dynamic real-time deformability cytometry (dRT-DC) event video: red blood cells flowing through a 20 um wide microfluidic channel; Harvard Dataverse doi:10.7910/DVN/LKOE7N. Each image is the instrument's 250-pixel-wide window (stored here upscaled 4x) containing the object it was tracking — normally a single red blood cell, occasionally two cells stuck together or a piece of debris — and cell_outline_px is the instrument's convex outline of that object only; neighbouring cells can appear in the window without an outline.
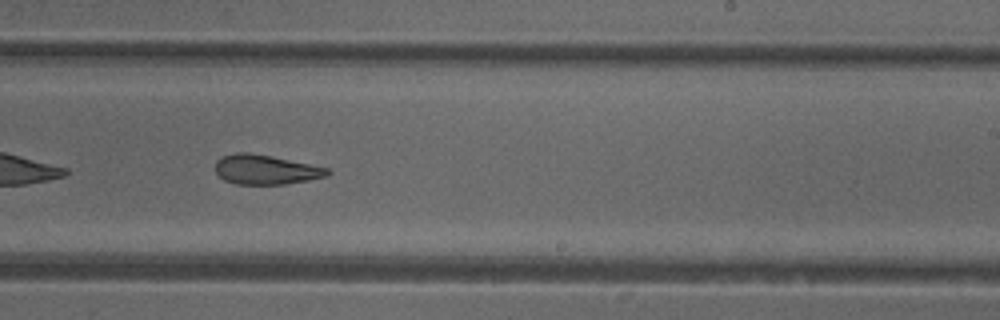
{"species": "common noctule bat (a hibernating species)", "species_latin": "Nyctalus noctula", "temperature_condition": "cold", "stored_images_in_passage": 36, "camera_frame_rate_fps": 3000, "um_per_image_px": 0.085, "animal": {"sex": "female"}, "frame": {"image": 1, "passage_image": 16, "time_ms": 5.0, "image_size_px": [1000, 320], "cell_outline_px": [[332, 172], [328, 176], [308, 180], [284, 184], [236, 184], [224, 180], [216, 172], [216, 160], [220, 156], [236, 152], [248, 152], [272, 156], [328, 168]], "centroid_in_image_um": [22.57, 14.41], "position_along_channel_um": 266.4, "area_um2": 19.36}, "authors_computed_cell_mechanics": {"area_um2": 20.4901, "velocity_mm_per_s": 3.9311, "shape_relaxation_time_tau1_ms": null, "shape_relaxation_time_tau2_ms": 3.0332, "deformation_change_tau1": null, "deformation_change_tau2": 0.1147}}